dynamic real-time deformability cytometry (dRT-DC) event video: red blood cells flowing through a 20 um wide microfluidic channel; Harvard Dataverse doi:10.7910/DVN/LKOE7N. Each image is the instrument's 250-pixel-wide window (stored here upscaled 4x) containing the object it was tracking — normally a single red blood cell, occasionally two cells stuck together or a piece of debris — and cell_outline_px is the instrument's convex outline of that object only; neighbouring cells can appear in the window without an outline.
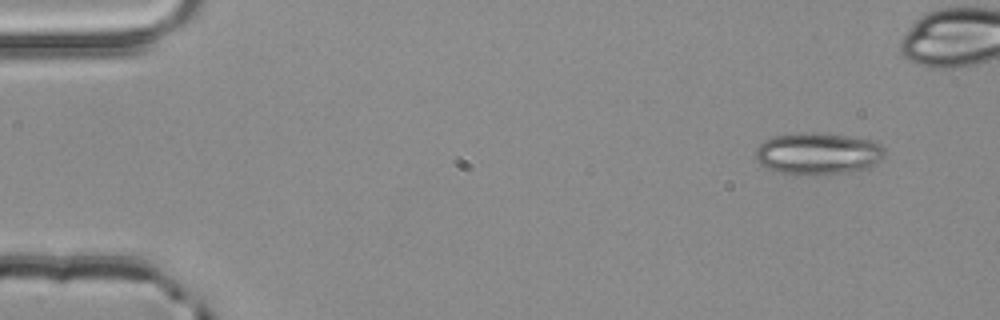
{"species": "common noctule bat (a hibernating species)", "species_latin": "Nyctalus noctula", "temperature_condition": "room temperature", "stored_images_in_passage": 4, "segment_of_instrument_passage": [2, 2], "camera_frame_rate_fps": 3000, "um_per_image_px": 0.085, "animal": {"sex": "male", "body_mass_g": 20.4}, "frame": {"image": 1, "passage_image": 4, "time_ms": 1.0, "image_size_px": [1000, 320], "cell_outline_px": [[884, 160], [868, 168], [848, 172], [780, 172], [768, 168], [760, 164], [756, 160], [756, 148], [764, 140], [772, 136], [800, 132], [816, 132], [872, 140], [880, 144], [884, 148]], "centroid_in_image_um": [69.55, 13.01], "position_along_channel_um": 15.5, "area_um2": 30.92}}